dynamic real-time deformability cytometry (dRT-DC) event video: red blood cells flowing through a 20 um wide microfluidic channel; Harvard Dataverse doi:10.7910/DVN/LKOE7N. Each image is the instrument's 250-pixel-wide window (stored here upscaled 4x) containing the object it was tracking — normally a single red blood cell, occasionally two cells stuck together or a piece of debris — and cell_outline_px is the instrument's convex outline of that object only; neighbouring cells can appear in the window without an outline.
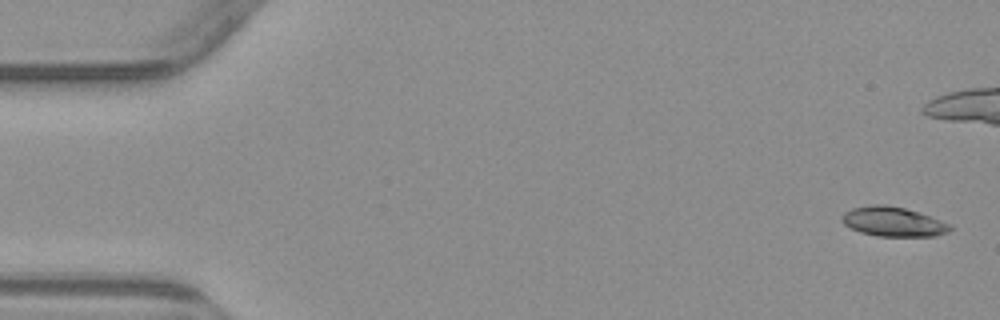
{"species": "common noctule bat (a hibernating species)", "species_latin": "Nyctalus noctula", "temperature_condition": "warm", "stored_images_in_passage": 6, "camera_frame_rate_fps": 3000, "um_per_image_px": 0.085, "animal": {"sex": "male", "body_mass_g": 23.1, "forearm_length_mm": 52.7}, "frame": {"image": 1, "passage_image": 1, "time_ms": 0.0, "image_size_px": [1000, 320], "cell_outline_px": [[952, 228], [948, 232], [936, 236], [876, 236], [860, 232], [844, 224], [840, 220], [840, 216], [844, 212], [852, 208], [876, 204], [884, 204], [904, 208], [920, 212], [940, 220], [948, 224]], "centroid_in_image_um": [75.89, 18.84], "position_along_channel_um": 9.1, "area_um2": 18.61}}
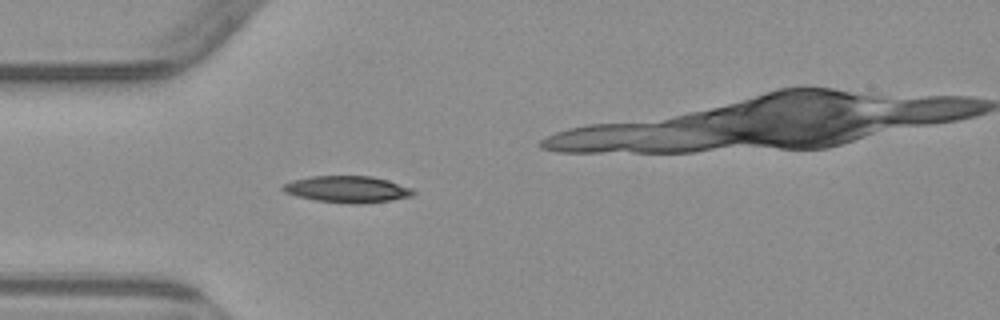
{"frame": {"image": 2, "passage_image": 5, "time_ms": 4.667, "image_size_px": [1000, 320], "cell_outline_px": [[416, 192], [412, 196], [392, 200], [364, 204], [352, 204], [316, 200], [296, 196], [284, 192], [280, 188], [284, 184], [292, 180], [312, 176], [372, 176], [388, 180], [412, 188]], "centroid_in_image_um": [29.53, 16.09], "position_along_channel_um": 55.5, "area_um2": 20.35}}